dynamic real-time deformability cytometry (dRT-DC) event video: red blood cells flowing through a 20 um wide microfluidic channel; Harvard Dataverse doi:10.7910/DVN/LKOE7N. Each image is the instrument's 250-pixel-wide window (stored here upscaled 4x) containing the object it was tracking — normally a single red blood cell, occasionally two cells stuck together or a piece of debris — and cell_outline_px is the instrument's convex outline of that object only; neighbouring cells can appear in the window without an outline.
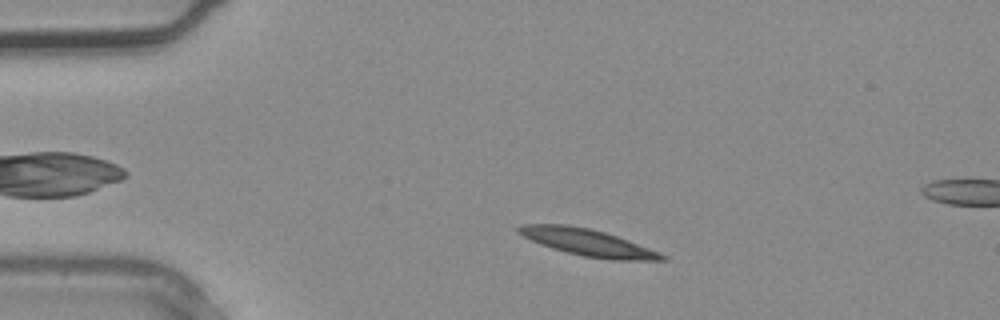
{"species": "common noctule bat (a hibernating species)", "species_latin": "Nyctalus noctula", "temperature_condition": "warm", "stored_images_in_passage": 4, "segment_of_instrument_passage": [1, 2], "camera_frame_rate_fps": 3000, "um_per_image_px": 0.085, "animal": {"sex": "male", "body_mass_g": 20.4}, "frame": {"image": 1, "passage_image": 2, "time_ms": 0.333, "image_size_px": [1000, 320], "cell_outline_px": [[668, 260], [612, 260], [584, 256], [552, 248], [540, 244], [516, 232], [516, 228], [524, 224], [568, 224], [588, 228], [604, 232], [628, 240], [660, 252], [668, 256]], "centroid_in_image_um": [49.98, 20.61], "position_along_channel_um": 35.0, "area_um2": 22.25}}